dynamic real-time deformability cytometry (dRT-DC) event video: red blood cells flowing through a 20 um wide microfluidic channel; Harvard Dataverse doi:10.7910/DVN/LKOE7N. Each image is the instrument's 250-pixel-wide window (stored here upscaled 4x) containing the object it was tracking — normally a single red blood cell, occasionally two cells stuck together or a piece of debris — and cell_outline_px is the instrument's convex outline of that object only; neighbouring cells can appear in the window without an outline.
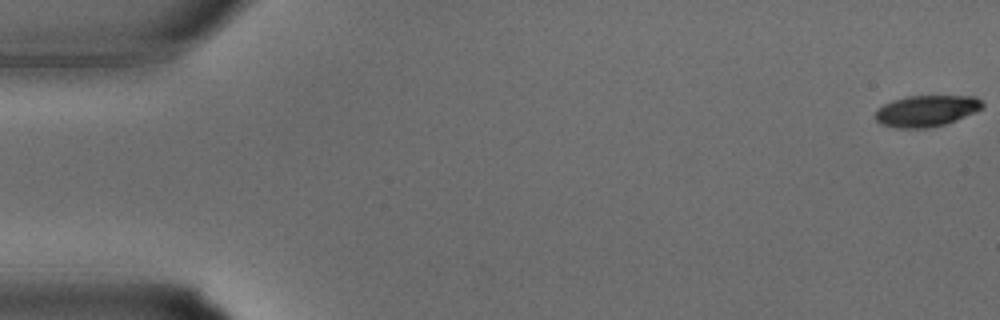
{"species": "common noctule bat (a hibernating species)", "species_latin": "Nyctalus noctula", "temperature_condition": "warm", "stored_images_in_passage": 13, "camera_frame_rate_fps": 3000, "um_per_image_px": 0.085, "animal": {"sex": "male", "body_mass_g": 15.6}, "frame": {"image": 1, "passage_image": 1, "time_ms": 0.0, "image_size_px": [1000, 320], "cell_outline_px": [[984, 108], [976, 112], [956, 120], [944, 124], [928, 128], [900, 128], [880, 124], [876, 120], [876, 112], [884, 104], [892, 100], [908, 96], [976, 96], [984, 104]], "centroid_in_image_um": [78.78, 9.42], "position_along_channel_um": 6.2, "area_um2": 19.48}}
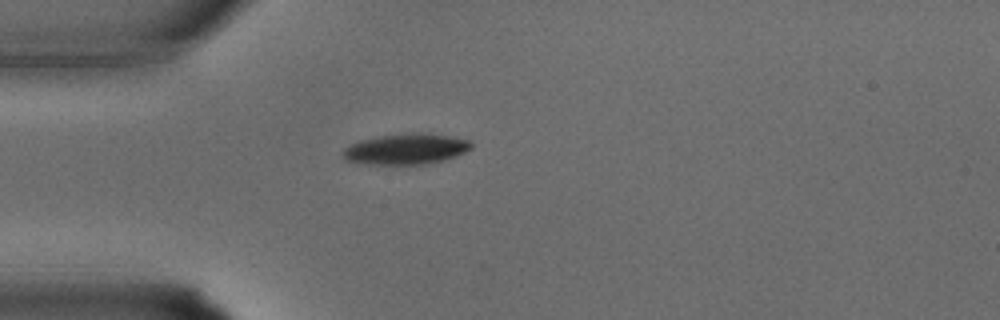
{"frame": {"image": 2, "passage_image": 10, "time_ms": 3.0, "image_size_px": [1000, 320], "cell_outline_px": [[472, 148], [456, 156], [444, 160], [424, 164], [364, 164], [344, 160], [344, 148], [360, 140], [380, 136], [412, 132], [420, 132], [448, 136], [468, 140], [472, 144]], "centroid_in_image_um": [34.51, 12.67], "position_along_channel_um": 50.5, "area_um2": 22.83}}
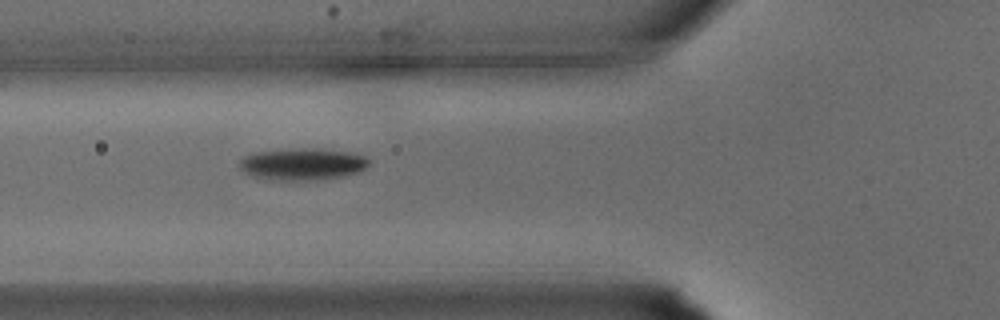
{"frame": {"image": 3, "passage_image": 13, "time_ms": 4.0, "image_size_px": [1000, 320], "cell_outline_px": [[368, 164], [360, 172], [340, 176], [296, 180], [288, 180], [256, 176], [244, 172], [240, 168], [240, 160], [244, 156], [252, 152], [292, 148], [320, 148], [356, 152], [364, 156], [368, 160]], "centroid_in_image_um": [25.73, 13.9], "position_along_channel_um": 100.1, "area_um2": 23.76}}